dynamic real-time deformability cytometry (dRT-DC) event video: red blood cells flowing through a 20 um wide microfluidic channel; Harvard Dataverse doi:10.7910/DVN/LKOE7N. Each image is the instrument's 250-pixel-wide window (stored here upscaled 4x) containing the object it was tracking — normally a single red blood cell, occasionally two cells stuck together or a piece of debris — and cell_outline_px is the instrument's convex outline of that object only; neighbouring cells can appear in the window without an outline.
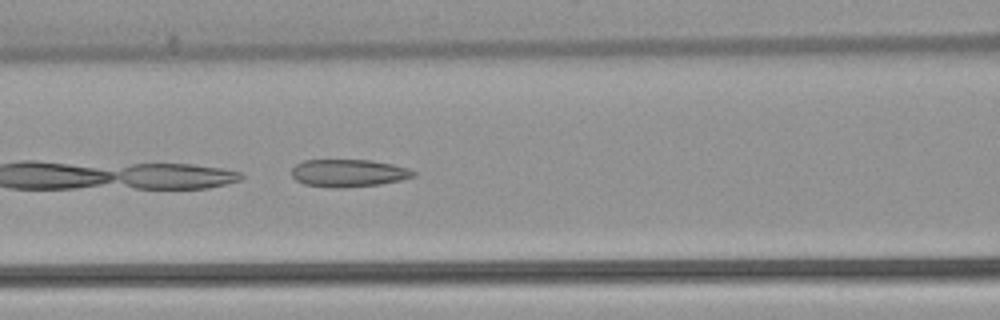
{"species": "common noctule bat (a hibernating species)", "species_latin": "Nyctalus noctula", "temperature_condition": "warm", "stored_images_in_passage": 6, "camera_frame_rate_fps": 3000, "um_per_image_px": 0.085, "animal": {"sex": "female", "body_mass_g": 22.7, "forearm_length_mm": 54.2}, "frame": {"image": 1, "passage_image": 6, "time_ms": 6.0, "image_size_px": [1000, 320], "cell_outline_px": [[416, 176], [400, 180], [380, 184], [340, 188], [332, 188], [304, 184], [296, 180], [292, 176], [292, 168], [296, 164], [304, 160], [372, 160], [392, 164], [408, 168], [416, 172]], "centroid_in_image_um": [29.62, 14.71], "position_along_channel_um": 137.0, "area_um2": 19.59}}